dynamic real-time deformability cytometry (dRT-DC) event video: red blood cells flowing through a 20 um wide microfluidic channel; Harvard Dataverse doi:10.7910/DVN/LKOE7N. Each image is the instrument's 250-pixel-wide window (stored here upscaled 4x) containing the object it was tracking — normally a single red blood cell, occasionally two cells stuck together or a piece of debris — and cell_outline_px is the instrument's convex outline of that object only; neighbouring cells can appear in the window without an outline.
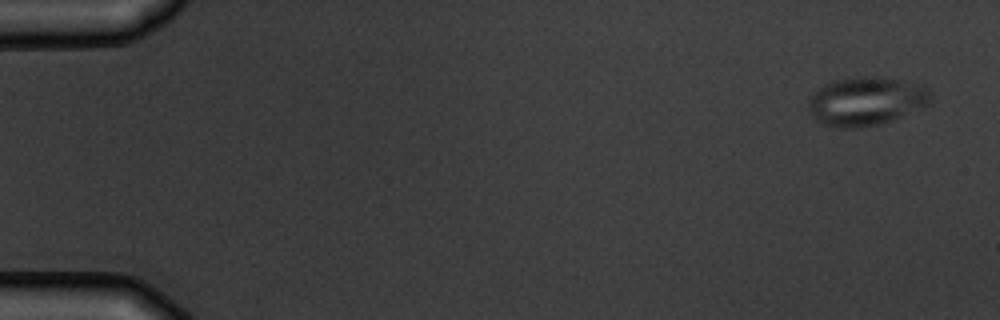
{"species": "common noctule bat (a hibernating species)", "species_latin": "Nyctalus noctula", "temperature_condition": "warm", "stored_images_in_passage": 4, "camera_frame_rate_fps": 3000, "um_per_image_px": 0.085, "animal": {"sex": "male", "body_mass_g": 19.5, "forearm_length_mm": 54.6}, "frame": {"image": 1, "passage_image": 4, "time_ms": 3.667, "image_size_px": [1000, 320], "cell_outline_px": [[932, 96], [928, 104], [892, 120], [880, 124], [860, 128], [836, 128], [820, 124], [812, 116], [808, 104], [808, 100], [824, 84], [832, 80], [860, 76], [880, 76], [924, 84], [932, 92]], "centroid_in_image_um": [73.63, 8.59], "position_along_channel_um": 11.4, "area_um2": 35.03}}